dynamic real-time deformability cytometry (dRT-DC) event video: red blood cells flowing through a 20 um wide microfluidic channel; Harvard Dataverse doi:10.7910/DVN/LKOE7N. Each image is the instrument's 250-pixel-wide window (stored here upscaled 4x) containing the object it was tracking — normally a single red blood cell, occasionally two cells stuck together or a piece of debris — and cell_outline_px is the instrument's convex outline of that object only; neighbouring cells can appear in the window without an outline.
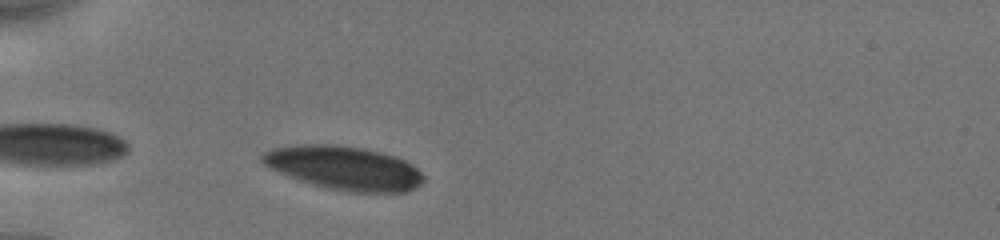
{"species": "human", "species_latin": "Homo sapiens", "temperature_condition": "cold", "stored_images_in_passage": 9, "camera_frame_rate_fps": 3000, "um_per_image_px": 0.085, "donor": {"sex": "male"}, "frame": {"image": 1, "passage_image": 3, "time_ms": 1.333, "image_size_px": [1000, 240], "cell_outline_px": [[424, 180], [416, 188], [404, 192], [348, 192], [328, 188], [312, 184], [300, 180], [280, 172], [264, 164], [260, 160], [260, 156], [264, 152], [272, 148], [300, 144], [336, 144], [364, 148], [396, 156], [412, 164], [424, 176]], "centroid_in_image_um": [29.26, 14.27], "position_along_channel_um": 55.7, "area_um2": 41.04}}
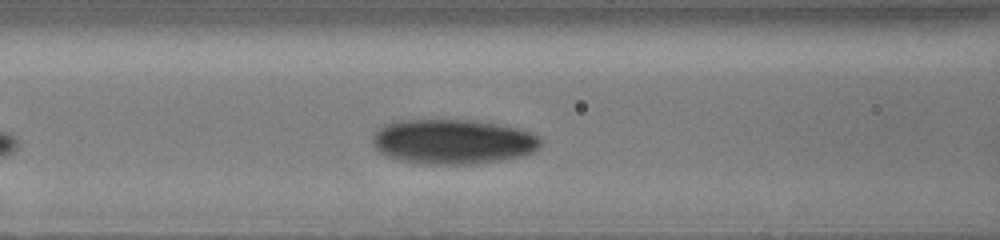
{"frame": {"image": 2, "passage_image": 7, "time_ms": 3.667, "image_size_px": [1000, 240], "cell_outline_px": [[544, 140], [540, 148], [536, 152], [524, 156], [500, 160], [472, 164], [424, 164], [400, 160], [384, 156], [372, 144], [372, 132], [384, 124], [400, 120], [472, 120], [496, 124], [516, 128], [532, 132], [540, 136]], "centroid_in_image_um": [38.51, 12.04], "position_along_channel_um": 128.1, "area_um2": 44.51}}
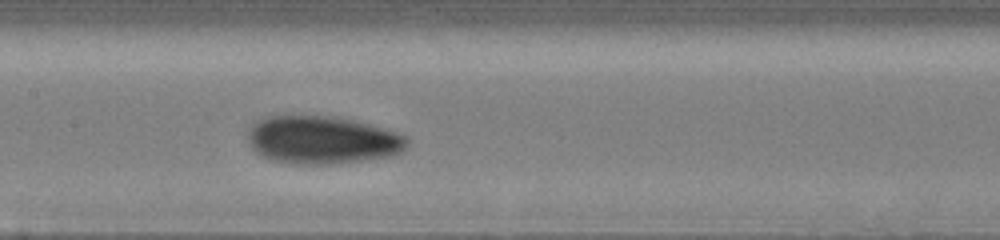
{"frame": {"image": 3, "passage_image": 9, "time_ms": 5.0, "image_size_px": [1000, 240], "cell_outline_px": [[408, 144], [400, 152], [392, 156], [368, 160], [332, 164], [292, 164], [272, 160], [260, 156], [252, 148], [248, 140], [248, 132], [252, 124], [268, 116], [332, 116], [352, 120], [368, 124], [396, 132], [404, 136], [408, 140]], "centroid_in_image_um": [27.37, 11.91], "position_along_channel_um": 180.0, "area_um2": 44.45}}